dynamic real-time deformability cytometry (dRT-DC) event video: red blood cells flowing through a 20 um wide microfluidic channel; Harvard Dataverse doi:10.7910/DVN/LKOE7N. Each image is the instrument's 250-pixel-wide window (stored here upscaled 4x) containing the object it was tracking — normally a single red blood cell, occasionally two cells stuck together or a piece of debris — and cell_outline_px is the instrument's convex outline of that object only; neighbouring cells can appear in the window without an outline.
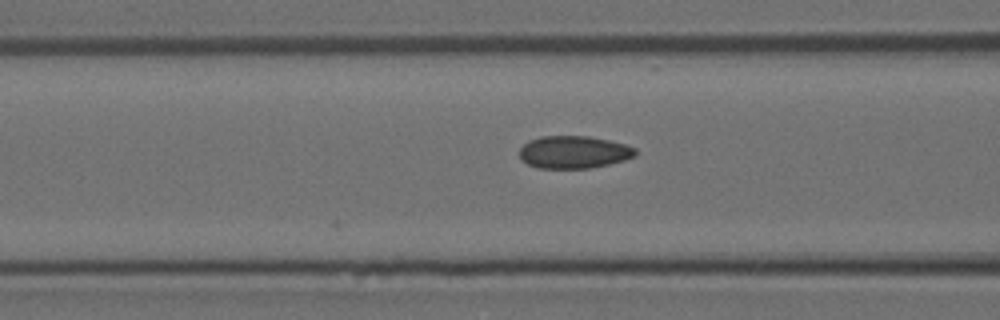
{"species": "Egyptian fruit bat (a non-hibernating species)", "species_latin": "Rousettus aegyptiacus", "temperature_condition": "room temperature", "stored_images_in_passage": 8, "segment_of_instrument_passage": [1, 2], "camera_frame_rate_fps": 3000, "um_per_image_px": 0.085, "animal": {"sex": "female"}, "frame": {"image": 1, "passage_image": 6, "time_ms": 5.667, "image_size_px": [1000, 320], "cell_outline_px": [[636, 156], [624, 160], [608, 164], [588, 168], [536, 168], [528, 164], [520, 156], [520, 148], [528, 140], [540, 136], [588, 136], [608, 140], [624, 144], [636, 148]], "centroid_in_image_um": [48.76, 12.92], "position_along_channel_um": 117.8, "area_um2": 21.91}}